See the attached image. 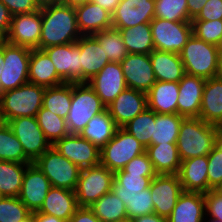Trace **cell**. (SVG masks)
Instances as JSON below:
<instances>
[{
	"instance_id": "6da1fadb",
	"label": "cell",
	"mask_w": 222,
	"mask_h": 222,
	"mask_svg": "<svg viewBox=\"0 0 222 222\" xmlns=\"http://www.w3.org/2000/svg\"><path fill=\"white\" fill-rule=\"evenodd\" d=\"M42 31L39 49L76 42L79 31L74 7L59 3L41 6Z\"/></svg>"
},
{
	"instance_id": "7a4b0ae2",
	"label": "cell",
	"mask_w": 222,
	"mask_h": 222,
	"mask_svg": "<svg viewBox=\"0 0 222 222\" xmlns=\"http://www.w3.org/2000/svg\"><path fill=\"white\" fill-rule=\"evenodd\" d=\"M218 135V126L199 117L184 118L176 142L180 160L208 155L218 143Z\"/></svg>"
},
{
	"instance_id": "3957f363",
	"label": "cell",
	"mask_w": 222,
	"mask_h": 222,
	"mask_svg": "<svg viewBox=\"0 0 222 222\" xmlns=\"http://www.w3.org/2000/svg\"><path fill=\"white\" fill-rule=\"evenodd\" d=\"M45 89L44 86L28 82L1 93L0 112L4 122L23 116L36 117L43 106Z\"/></svg>"
},
{
	"instance_id": "277c9868",
	"label": "cell",
	"mask_w": 222,
	"mask_h": 222,
	"mask_svg": "<svg viewBox=\"0 0 222 222\" xmlns=\"http://www.w3.org/2000/svg\"><path fill=\"white\" fill-rule=\"evenodd\" d=\"M106 110L93 88L87 82L72 83V100L66 117L70 134H80L92 117Z\"/></svg>"
},
{
	"instance_id": "5b68a950",
	"label": "cell",
	"mask_w": 222,
	"mask_h": 222,
	"mask_svg": "<svg viewBox=\"0 0 222 222\" xmlns=\"http://www.w3.org/2000/svg\"><path fill=\"white\" fill-rule=\"evenodd\" d=\"M180 57L185 73L210 79L218 72V46L198 39L194 34L187 40Z\"/></svg>"
},
{
	"instance_id": "8992f818",
	"label": "cell",
	"mask_w": 222,
	"mask_h": 222,
	"mask_svg": "<svg viewBox=\"0 0 222 222\" xmlns=\"http://www.w3.org/2000/svg\"><path fill=\"white\" fill-rule=\"evenodd\" d=\"M145 150L134 136L118 128L113 138L100 150V164L115 173Z\"/></svg>"
},
{
	"instance_id": "52a82bcc",
	"label": "cell",
	"mask_w": 222,
	"mask_h": 222,
	"mask_svg": "<svg viewBox=\"0 0 222 222\" xmlns=\"http://www.w3.org/2000/svg\"><path fill=\"white\" fill-rule=\"evenodd\" d=\"M53 187L74 191L81 169L51 146L35 162Z\"/></svg>"
},
{
	"instance_id": "ba28073f",
	"label": "cell",
	"mask_w": 222,
	"mask_h": 222,
	"mask_svg": "<svg viewBox=\"0 0 222 222\" xmlns=\"http://www.w3.org/2000/svg\"><path fill=\"white\" fill-rule=\"evenodd\" d=\"M114 173L101 164L81 169L74 190L79 207H90L112 190Z\"/></svg>"
},
{
	"instance_id": "9c48e42d",
	"label": "cell",
	"mask_w": 222,
	"mask_h": 222,
	"mask_svg": "<svg viewBox=\"0 0 222 222\" xmlns=\"http://www.w3.org/2000/svg\"><path fill=\"white\" fill-rule=\"evenodd\" d=\"M31 50L25 46L3 45L4 65L0 78V94L29 82L28 70Z\"/></svg>"
},
{
	"instance_id": "30bf717a",
	"label": "cell",
	"mask_w": 222,
	"mask_h": 222,
	"mask_svg": "<svg viewBox=\"0 0 222 222\" xmlns=\"http://www.w3.org/2000/svg\"><path fill=\"white\" fill-rule=\"evenodd\" d=\"M154 48L156 50L180 54L187 40L193 34L190 21H168L154 18L150 22Z\"/></svg>"
},
{
	"instance_id": "8fae6325",
	"label": "cell",
	"mask_w": 222,
	"mask_h": 222,
	"mask_svg": "<svg viewBox=\"0 0 222 222\" xmlns=\"http://www.w3.org/2000/svg\"><path fill=\"white\" fill-rule=\"evenodd\" d=\"M7 124L22 144L25 155L33 163L52 146L45 138L36 117H18L9 120Z\"/></svg>"
},
{
	"instance_id": "7c38bea8",
	"label": "cell",
	"mask_w": 222,
	"mask_h": 222,
	"mask_svg": "<svg viewBox=\"0 0 222 222\" xmlns=\"http://www.w3.org/2000/svg\"><path fill=\"white\" fill-rule=\"evenodd\" d=\"M42 31L41 7L31 13L15 14L7 34V42L15 46L39 49Z\"/></svg>"
},
{
	"instance_id": "4fadbf2b",
	"label": "cell",
	"mask_w": 222,
	"mask_h": 222,
	"mask_svg": "<svg viewBox=\"0 0 222 222\" xmlns=\"http://www.w3.org/2000/svg\"><path fill=\"white\" fill-rule=\"evenodd\" d=\"M80 169L100 164V149L79 134H68L52 145Z\"/></svg>"
},
{
	"instance_id": "5bb4252c",
	"label": "cell",
	"mask_w": 222,
	"mask_h": 222,
	"mask_svg": "<svg viewBox=\"0 0 222 222\" xmlns=\"http://www.w3.org/2000/svg\"><path fill=\"white\" fill-rule=\"evenodd\" d=\"M150 193L154 213L168 218L183 192L178 174H157L151 181Z\"/></svg>"
},
{
	"instance_id": "9a60e30c",
	"label": "cell",
	"mask_w": 222,
	"mask_h": 222,
	"mask_svg": "<svg viewBox=\"0 0 222 222\" xmlns=\"http://www.w3.org/2000/svg\"><path fill=\"white\" fill-rule=\"evenodd\" d=\"M55 66L57 75L65 83L81 82L80 48L76 42L43 49Z\"/></svg>"
},
{
	"instance_id": "2e32d148",
	"label": "cell",
	"mask_w": 222,
	"mask_h": 222,
	"mask_svg": "<svg viewBox=\"0 0 222 222\" xmlns=\"http://www.w3.org/2000/svg\"><path fill=\"white\" fill-rule=\"evenodd\" d=\"M120 65L128 88L147 93L156 83L149 54L128 53Z\"/></svg>"
},
{
	"instance_id": "e0dca14e",
	"label": "cell",
	"mask_w": 222,
	"mask_h": 222,
	"mask_svg": "<svg viewBox=\"0 0 222 222\" xmlns=\"http://www.w3.org/2000/svg\"><path fill=\"white\" fill-rule=\"evenodd\" d=\"M155 0H121L112 14V28L123 29L154 19Z\"/></svg>"
},
{
	"instance_id": "ac0fdd59",
	"label": "cell",
	"mask_w": 222,
	"mask_h": 222,
	"mask_svg": "<svg viewBox=\"0 0 222 222\" xmlns=\"http://www.w3.org/2000/svg\"><path fill=\"white\" fill-rule=\"evenodd\" d=\"M106 107L126 88L125 77L119 62L106 64L89 82Z\"/></svg>"
},
{
	"instance_id": "d6986e66",
	"label": "cell",
	"mask_w": 222,
	"mask_h": 222,
	"mask_svg": "<svg viewBox=\"0 0 222 222\" xmlns=\"http://www.w3.org/2000/svg\"><path fill=\"white\" fill-rule=\"evenodd\" d=\"M52 185L35 163L26 166L18 198L31 211H38Z\"/></svg>"
},
{
	"instance_id": "ffe728a7",
	"label": "cell",
	"mask_w": 222,
	"mask_h": 222,
	"mask_svg": "<svg viewBox=\"0 0 222 222\" xmlns=\"http://www.w3.org/2000/svg\"><path fill=\"white\" fill-rule=\"evenodd\" d=\"M147 108V93L128 87L106 107L119 128Z\"/></svg>"
},
{
	"instance_id": "44dd1931",
	"label": "cell",
	"mask_w": 222,
	"mask_h": 222,
	"mask_svg": "<svg viewBox=\"0 0 222 222\" xmlns=\"http://www.w3.org/2000/svg\"><path fill=\"white\" fill-rule=\"evenodd\" d=\"M206 79L185 74L179 82L177 114L185 118L199 117Z\"/></svg>"
},
{
	"instance_id": "7402d4cb",
	"label": "cell",
	"mask_w": 222,
	"mask_h": 222,
	"mask_svg": "<svg viewBox=\"0 0 222 222\" xmlns=\"http://www.w3.org/2000/svg\"><path fill=\"white\" fill-rule=\"evenodd\" d=\"M76 43L80 48L81 82H89L110 60L93 36H81Z\"/></svg>"
},
{
	"instance_id": "603a6c76",
	"label": "cell",
	"mask_w": 222,
	"mask_h": 222,
	"mask_svg": "<svg viewBox=\"0 0 222 222\" xmlns=\"http://www.w3.org/2000/svg\"><path fill=\"white\" fill-rule=\"evenodd\" d=\"M75 11L82 36H92L112 28V14L92 1L75 7Z\"/></svg>"
},
{
	"instance_id": "cb8c5ba5",
	"label": "cell",
	"mask_w": 222,
	"mask_h": 222,
	"mask_svg": "<svg viewBox=\"0 0 222 222\" xmlns=\"http://www.w3.org/2000/svg\"><path fill=\"white\" fill-rule=\"evenodd\" d=\"M207 172V155L181 161L178 177L183 191L208 192L209 183Z\"/></svg>"
},
{
	"instance_id": "d4e9b609",
	"label": "cell",
	"mask_w": 222,
	"mask_h": 222,
	"mask_svg": "<svg viewBox=\"0 0 222 222\" xmlns=\"http://www.w3.org/2000/svg\"><path fill=\"white\" fill-rule=\"evenodd\" d=\"M167 219L168 222H205L204 193L183 191Z\"/></svg>"
},
{
	"instance_id": "484cf974",
	"label": "cell",
	"mask_w": 222,
	"mask_h": 222,
	"mask_svg": "<svg viewBox=\"0 0 222 222\" xmlns=\"http://www.w3.org/2000/svg\"><path fill=\"white\" fill-rule=\"evenodd\" d=\"M28 78L30 83L44 87H55L65 83L57 75L50 57L41 49L31 50Z\"/></svg>"
},
{
	"instance_id": "4316f807",
	"label": "cell",
	"mask_w": 222,
	"mask_h": 222,
	"mask_svg": "<svg viewBox=\"0 0 222 222\" xmlns=\"http://www.w3.org/2000/svg\"><path fill=\"white\" fill-rule=\"evenodd\" d=\"M78 208L79 205L74 191L52 186L37 212L52 215L69 222Z\"/></svg>"
},
{
	"instance_id": "83f0119b",
	"label": "cell",
	"mask_w": 222,
	"mask_h": 222,
	"mask_svg": "<svg viewBox=\"0 0 222 222\" xmlns=\"http://www.w3.org/2000/svg\"><path fill=\"white\" fill-rule=\"evenodd\" d=\"M199 118L216 126L222 123V79L218 76L205 81Z\"/></svg>"
},
{
	"instance_id": "f1b7e54d",
	"label": "cell",
	"mask_w": 222,
	"mask_h": 222,
	"mask_svg": "<svg viewBox=\"0 0 222 222\" xmlns=\"http://www.w3.org/2000/svg\"><path fill=\"white\" fill-rule=\"evenodd\" d=\"M178 82L156 83L147 92L148 108L159 114H177Z\"/></svg>"
},
{
	"instance_id": "f546056e",
	"label": "cell",
	"mask_w": 222,
	"mask_h": 222,
	"mask_svg": "<svg viewBox=\"0 0 222 222\" xmlns=\"http://www.w3.org/2000/svg\"><path fill=\"white\" fill-rule=\"evenodd\" d=\"M149 56L156 81L179 83L186 74L180 54L154 49Z\"/></svg>"
},
{
	"instance_id": "4dcf8cb0",
	"label": "cell",
	"mask_w": 222,
	"mask_h": 222,
	"mask_svg": "<svg viewBox=\"0 0 222 222\" xmlns=\"http://www.w3.org/2000/svg\"><path fill=\"white\" fill-rule=\"evenodd\" d=\"M118 128L106 109L92 117L79 135L101 150L113 138Z\"/></svg>"
},
{
	"instance_id": "1f68e13d",
	"label": "cell",
	"mask_w": 222,
	"mask_h": 222,
	"mask_svg": "<svg viewBox=\"0 0 222 222\" xmlns=\"http://www.w3.org/2000/svg\"><path fill=\"white\" fill-rule=\"evenodd\" d=\"M145 152L148 154L156 174H178L181 160L176 143L151 144Z\"/></svg>"
},
{
	"instance_id": "d6a6232c",
	"label": "cell",
	"mask_w": 222,
	"mask_h": 222,
	"mask_svg": "<svg viewBox=\"0 0 222 222\" xmlns=\"http://www.w3.org/2000/svg\"><path fill=\"white\" fill-rule=\"evenodd\" d=\"M153 178L143 176V173L115 172L112 191L126 206L137 193L150 187Z\"/></svg>"
},
{
	"instance_id": "836d02e7",
	"label": "cell",
	"mask_w": 222,
	"mask_h": 222,
	"mask_svg": "<svg viewBox=\"0 0 222 222\" xmlns=\"http://www.w3.org/2000/svg\"><path fill=\"white\" fill-rule=\"evenodd\" d=\"M116 30L121 33L128 53L150 54L155 49L150 23Z\"/></svg>"
},
{
	"instance_id": "e575fe53",
	"label": "cell",
	"mask_w": 222,
	"mask_h": 222,
	"mask_svg": "<svg viewBox=\"0 0 222 222\" xmlns=\"http://www.w3.org/2000/svg\"><path fill=\"white\" fill-rule=\"evenodd\" d=\"M28 164L0 160V194L6 197H18Z\"/></svg>"
},
{
	"instance_id": "d590c367",
	"label": "cell",
	"mask_w": 222,
	"mask_h": 222,
	"mask_svg": "<svg viewBox=\"0 0 222 222\" xmlns=\"http://www.w3.org/2000/svg\"><path fill=\"white\" fill-rule=\"evenodd\" d=\"M184 118L178 114L155 113V125L151 136V144L176 143Z\"/></svg>"
},
{
	"instance_id": "8d00e7d4",
	"label": "cell",
	"mask_w": 222,
	"mask_h": 222,
	"mask_svg": "<svg viewBox=\"0 0 222 222\" xmlns=\"http://www.w3.org/2000/svg\"><path fill=\"white\" fill-rule=\"evenodd\" d=\"M72 100V83L55 87H46L43 95V107L66 119Z\"/></svg>"
},
{
	"instance_id": "74e56055",
	"label": "cell",
	"mask_w": 222,
	"mask_h": 222,
	"mask_svg": "<svg viewBox=\"0 0 222 222\" xmlns=\"http://www.w3.org/2000/svg\"><path fill=\"white\" fill-rule=\"evenodd\" d=\"M101 222H114L127 217L123 201L111 190L89 207Z\"/></svg>"
},
{
	"instance_id": "f35d334b",
	"label": "cell",
	"mask_w": 222,
	"mask_h": 222,
	"mask_svg": "<svg viewBox=\"0 0 222 222\" xmlns=\"http://www.w3.org/2000/svg\"><path fill=\"white\" fill-rule=\"evenodd\" d=\"M0 160L20 164L33 163L25 155L22 144L7 123L0 126Z\"/></svg>"
},
{
	"instance_id": "ab89813d",
	"label": "cell",
	"mask_w": 222,
	"mask_h": 222,
	"mask_svg": "<svg viewBox=\"0 0 222 222\" xmlns=\"http://www.w3.org/2000/svg\"><path fill=\"white\" fill-rule=\"evenodd\" d=\"M103 48L105 55L110 62H121L128 55V51L123 42L119 30L114 28L103 30L92 35Z\"/></svg>"
},
{
	"instance_id": "60d3db41",
	"label": "cell",
	"mask_w": 222,
	"mask_h": 222,
	"mask_svg": "<svg viewBox=\"0 0 222 222\" xmlns=\"http://www.w3.org/2000/svg\"><path fill=\"white\" fill-rule=\"evenodd\" d=\"M155 125V112L147 108L122 128L134 136L145 148L151 145Z\"/></svg>"
},
{
	"instance_id": "b9f144b4",
	"label": "cell",
	"mask_w": 222,
	"mask_h": 222,
	"mask_svg": "<svg viewBox=\"0 0 222 222\" xmlns=\"http://www.w3.org/2000/svg\"><path fill=\"white\" fill-rule=\"evenodd\" d=\"M36 118L45 138L51 145L69 134L66 119L61 118L43 106L38 111Z\"/></svg>"
},
{
	"instance_id": "7bdbcfd3",
	"label": "cell",
	"mask_w": 222,
	"mask_h": 222,
	"mask_svg": "<svg viewBox=\"0 0 222 222\" xmlns=\"http://www.w3.org/2000/svg\"><path fill=\"white\" fill-rule=\"evenodd\" d=\"M154 18L189 21L187 0H155Z\"/></svg>"
},
{
	"instance_id": "ee69618b",
	"label": "cell",
	"mask_w": 222,
	"mask_h": 222,
	"mask_svg": "<svg viewBox=\"0 0 222 222\" xmlns=\"http://www.w3.org/2000/svg\"><path fill=\"white\" fill-rule=\"evenodd\" d=\"M30 213L18 197H0V222H19Z\"/></svg>"
},
{
	"instance_id": "f6af8a7d",
	"label": "cell",
	"mask_w": 222,
	"mask_h": 222,
	"mask_svg": "<svg viewBox=\"0 0 222 222\" xmlns=\"http://www.w3.org/2000/svg\"><path fill=\"white\" fill-rule=\"evenodd\" d=\"M193 34L206 43L216 46L222 44V20L192 21Z\"/></svg>"
},
{
	"instance_id": "bcb514c9",
	"label": "cell",
	"mask_w": 222,
	"mask_h": 222,
	"mask_svg": "<svg viewBox=\"0 0 222 222\" xmlns=\"http://www.w3.org/2000/svg\"><path fill=\"white\" fill-rule=\"evenodd\" d=\"M125 207L127 217L131 219L154 213L150 188L137 193Z\"/></svg>"
},
{
	"instance_id": "7dc6e473",
	"label": "cell",
	"mask_w": 222,
	"mask_h": 222,
	"mask_svg": "<svg viewBox=\"0 0 222 222\" xmlns=\"http://www.w3.org/2000/svg\"><path fill=\"white\" fill-rule=\"evenodd\" d=\"M209 191L216 190L222 184V146L217 143L207 155Z\"/></svg>"
},
{
	"instance_id": "c3c4849f",
	"label": "cell",
	"mask_w": 222,
	"mask_h": 222,
	"mask_svg": "<svg viewBox=\"0 0 222 222\" xmlns=\"http://www.w3.org/2000/svg\"><path fill=\"white\" fill-rule=\"evenodd\" d=\"M205 218L222 222V194L218 190H210L204 193Z\"/></svg>"
},
{
	"instance_id": "681fc988",
	"label": "cell",
	"mask_w": 222,
	"mask_h": 222,
	"mask_svg": "<svg viewBox=\"0 0 222 222\" xmlns=\"http://www.w3.org/2000/svg\"><path fill=\"white\" fill-rule=\"evenodd\" d=\"M117 172L143 173L146 177H155L157 174L146 152L130 160L126 166Z\"/></svg>"
},
{
	"instance_id": "f907efd6",
	"label": "cell",
	"mask_w": 222,
	"mask_h": 222,
	"mask_svg": "<svg viewBox=\"0 0 222 222\" xmlns=\"http://www.w3.org/2000/svg\"><path fill=\"white\" fill-rule=\"evenodd\" d=\"M222 20V0H208L192 21Z\"/></svg>"
},
{
	"instance_id": "816d5d0a",
	"label": "cell",
	"mask_w": 222,
	"mask_h": 222,
	"mask_svg": "<svg viewBox=\"0 0 222 222\" xmlns=\"http://www.w3.org/2000/svg\"><path fill=\"white\" fill-rule=\"evenodd\" d=\"M11 15L31 13L40 9L36 0H0Z\"/></svg>"
},
{
	"instance_id": "f5cc1de1",
	"label": "cell",
	"mask_w": 222,
	"mask_h": 222,
	"mask_svg": "<svg viewBox=\"0 0 222 222\" xmlns=\"http://www.w3.org/2000/svg\"><path fill=\"white\" fill-rule=\"evenodd\" d=\"M69 222H101L89 207H79Z\"/></svg>"
},
{
	"instance_id": "db71d44e",
	"label": "cell",
	"mask_w": 222,
	"mask_h": 222,
	"mask_svg": "<svg viewBox=\"0 0 222 222\" xmlns=\"http://www.w3.org/2000/svg\"><path fill=\"white\" fill-rule=\"evenodd\" d=\"M11 17L12 15L8 8L0 1V30H2L6 35L10 29Z\"/></svg>"
},
{
	"instance_id": "11a10c76",
	"label": "cell",
	"mask_w": 222,
	"mask_h": 222,
	"mask_svg": "<svg viewBox=\"0 0 222 222\" xmlns=\"http://www.w3.org/2000/svg\"><path fill=\"white\" fill-rule=\"evenodd\" d=\"M207 1L208 0H187L190 22L199 14Z\"/></svg>"
},
{
	"instance_id": "9f6ffc18",
	"label": "cell",
	"mask_w": 222,
	"mask_h": 222,
	"mask_svg": "<svg viewBox=\"0 0 222 222\" xmlns=\"http://www.w3.org/2000/svg\"><path fill=\"white\" fill-rule=\"evenodd\" d=\"M132 220L133 222H168L167 218L161 217L156 213L136 217Z\"/></svg>"
},
{
	"instance_id": "6f0895ef",
	"label": "cell",
	"mask_w": 222,
	"mask_h": 222,
	"mask_svg": "<svg viewBox=\"0 0 222 222\" xmlns=\"http://www.w3.org/2000/svg\"><path fill=\"white\" fill-rule=\"evenodd\" d=\"M91 1L100 5L102 8L113 14L116 9V6L119 4L121 0H91Z\"/></svg>"
},
{
	"instance_id": "680465c9",
	"label": "cell",
	"mask_w": 222,
	"mask_h": 222,
	"mask_svg": "<svg viewBox=\"0 0 222 222\" xmlns=\"http://www.w3.org/2000/svg\"><path fill=\"white\" fill-rule=\"evenodd\" d=\"M35 222H68L64 219L35 211Z\"/></svg>"
},
{
	"instance_id": "91938a15",
	"label": "cell",
	"mask_w": 222,
	"mask_h": 222,
	"mask_svg": "<svg viewBox=\"0 0 222 222\" xmlns=\"http://www.w3.org/2000/svg\"><path fill=\"white\" fill-rule=\"evenodd\" d=\"M89 1L91 0H60L62 4H65L74 8L77 6L83 5Z\"/></svg>"
},
{
	"instance_id": "94428289",
	"label": "cell",
	"mask_w": 222,
	"mask_h": 222,
	"mask_svg": "<svg viewBox=\"0 0 222 222\" xmlns=\"http://www.w3.org/2000/svg\"><path fill=\"white\" fill-rule=\"evenodd\" d=\"M217 76L222 79V46H218V72Z\"/></svg>"
},
{
	"instance_id": "6125c7cd",
	"label": "cell",
	"mask_w": 222,
	"mask_h": 222,
	"mask_svg": "<svg viewBox=\"0 0 222 222\" xmlns=\"http://www.w3.org/2000/svg\"><path fill=\"white\" fill-rule=\"evenodd\" d=\"M36 2L41 7V6L48 5V4L59 3L60 0H36Z\"/></svg>"
},
{
	"instance_id": "be15d7a7",
	"label": "cell",
	"mask_w": 222,
	"mask_h": 222,
	"mask_svg": "<svg viewBox=\"0 0 222 222\" xmlns=\"http://www.w3.org/2000/svg\"><path fill=\"white\" fill-rule=\"evenodd\" d=\"M4 65V57H3V46L0 47V78H1V73L3 71L2 67Z\"/></svg>"
},
{
	"instance_id": "e7e4bbea",
	"label": "cell",
	"mask_w": 222,
	"mask_h": 222,
	"mask_svg": "<svg viewBox=\"0 0 222 222\" xmlns=\"http://www.w3.org/2000/svg\"><path fill=\"white\" fill-rule=\"evenodd\" d=\"M7 42V35L0 30V47L3 46Z\"/></svg>"
},
{
	"instance_id": "03108f58",
	"label": "cell",
	"mask_w": 222,
	"mask_h": 222,
	"mask_svg": "<svg viewBox=\"0 0 222 222\" xmlns=\"http://www.w3.org/2000/svg\"><path fill=\"white\" fill-rule=\"evenodd\" d=\"M19 222H35L34 212H31L26 218Z\"/></svg>"
},
{
	"instance_id": "003e7915",
	"label": "cell",
	"mask_w": 222,
	"mask_h": 222,
	"mask_svg": "<svg viewBox=\"0 0 222 222\" xmlns=\"http://www.w3.org/2000/svg\"><path fill=\"white\" fill-rule=\"evenodd\" d=\"M114 222H133V220L129 217H125L123 219L116 220Z\"/></svg>"
},
{
	"instance_id": "a7ac6f4b",
	"label": "cell",
	"mask_w": 222,
	"mask_h": 222,
	"mask_svg": "<svg viewBox=\"0 0 222 222\" xmlns=\"http://www.w3.org/2000/svg\"><path fill=\"white\" fill-rule=\"evenodd\" d=\"M218 129H219L218 138H222V123L218 126Z\"/></svg>"
},
{
	"instance_id": "89a4df30",
	"label": "cell",
	"mask_w": 222,
	"mask_h": 222,
	"mask_svg": "<svg viewBox=\"0 0 222 222\" xmlns=\"http://www.w3.org/2000/svg\"><path fill=\"white\" fill-rule=\"evenodd\" d=\"M4 123H5V122H4L3 117H2V114H1V112H0V126L3 125Z\"/></svg>"
},
{
	"instance_id": "2644e50d",
	"label": "cell",
	"mask_w": 222,
	"mask_h": 222,
	"mask_svg": "<svg viewBox=\"0 0 222 222\" xmlns=\"http://www.w3.org/2000/svg\"><path fill=\"white\" fill-rule=\"evenodd\" d=\"M216 190H218L222 194V186H219Z\"/></svg>"
},
{
	"instance_id": "8c879c8a",
	"label": "cell",
	"mask_w": 222,
	"mask_h": 222,
	"mask_svg": "<svg viewBox=\"0 0 222 222\" xmlns=\"http://www.w3.org/2000/svg\"><path fill=\"white\" fill-rule=\"evenodd\" d=\"M218 143L222 146V138H218Z\"/></svg>"
},
{
	"instance_id": "753ad0ef",
	"label": "cell",
	"mask_w": 222,
	"mask_h": 222,
	"mask_svg": "<svg viewBox=\"0 0 222 222\" xmlns=\"http://www.w3.org/2000/svg\"><path fill=\"white\" fill-rule=\"evenodd\" d=\"M205 222H217V221L205 219Z\"/></svg>"
}]
</instances>
